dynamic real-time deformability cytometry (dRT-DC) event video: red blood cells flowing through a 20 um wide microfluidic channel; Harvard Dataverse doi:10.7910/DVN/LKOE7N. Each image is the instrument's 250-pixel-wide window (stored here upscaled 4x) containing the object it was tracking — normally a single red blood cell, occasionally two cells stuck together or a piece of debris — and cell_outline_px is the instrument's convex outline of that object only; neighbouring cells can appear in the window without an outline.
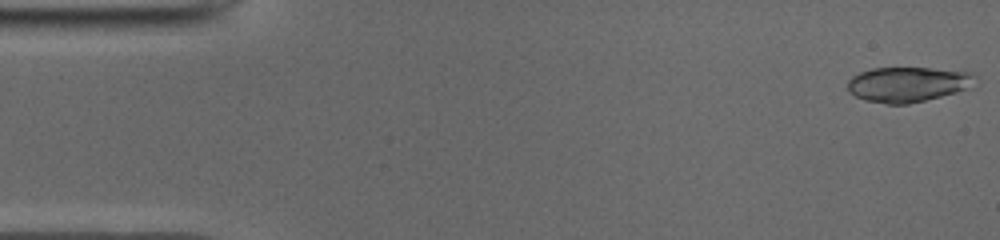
{"species": "common noctule bat (a hibernating species)", "species_latin": "Nyctalus noctula", "temperature_condition": "cold", "stored_images_in_passage": 34, "camera_frame_rate_fps": 3000, "um_per_image_px": 0.085, "animal": {"sex": "male", "body_mass_g": 19.0, "forearm_length_mm": 50.8}, "frame": {"image": 1, "passage_image": 1, "time_ms": 0.0, "image_size_px": [1000, 240], "cell_outline_px": [[980, 80], [956, 92], [908, 104], [888, 104], [864, 100], [848, 92], [848, 80], [852, 76], [860, 72], [872, 68], [928, 68], [972, 72]], "centroid_in_image_um": [77.14, 7.16], "position_along_channel_um": 7.9, "area_um2": 25.95}}